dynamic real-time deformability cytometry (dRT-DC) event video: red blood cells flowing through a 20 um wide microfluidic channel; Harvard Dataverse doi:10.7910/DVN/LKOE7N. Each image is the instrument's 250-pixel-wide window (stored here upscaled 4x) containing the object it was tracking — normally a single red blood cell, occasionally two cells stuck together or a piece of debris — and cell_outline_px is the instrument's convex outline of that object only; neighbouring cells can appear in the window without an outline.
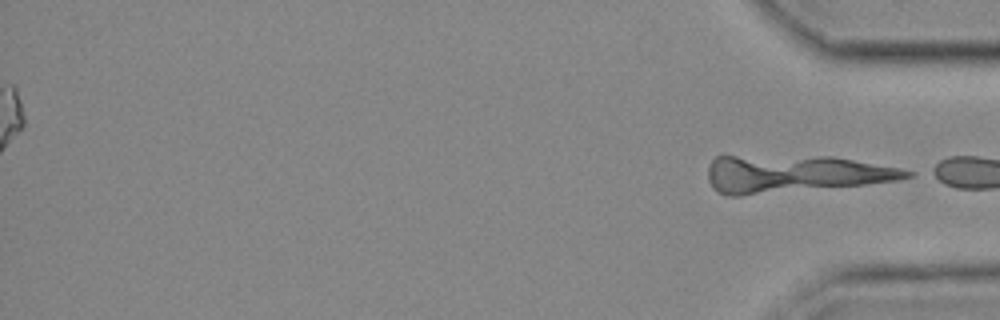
{"species": "common noctule bat (a hibernating species)", "species_latin": "Nyctalus noctula", "temperature_condition": "cold", "stored_images_in_passage": 55, "segment_of_instrument_passage": [2, 2], "camera_frame_rate_fps": 3000, "um_per_image_px": 0.085, "animal": {"sex": "female", "body_mass_g": 25.1}, "frame": {"image": 1, "passage_image": 55, "time_ms": 18.0, "image_size_px": [1000, 320], "cell_outline_px": [[916, 176], [896, 180], [864, 184], [740, 196], [724, 196], [716, 192], [712, 188], [708, 180], [708, 164], [716, 156], [832, 156], [900, 168], [916, 172]], "centroid_in_image_um": [67.48, 14.78], "position_along_channel_um": 367.7, "area_um2": 43.47}}